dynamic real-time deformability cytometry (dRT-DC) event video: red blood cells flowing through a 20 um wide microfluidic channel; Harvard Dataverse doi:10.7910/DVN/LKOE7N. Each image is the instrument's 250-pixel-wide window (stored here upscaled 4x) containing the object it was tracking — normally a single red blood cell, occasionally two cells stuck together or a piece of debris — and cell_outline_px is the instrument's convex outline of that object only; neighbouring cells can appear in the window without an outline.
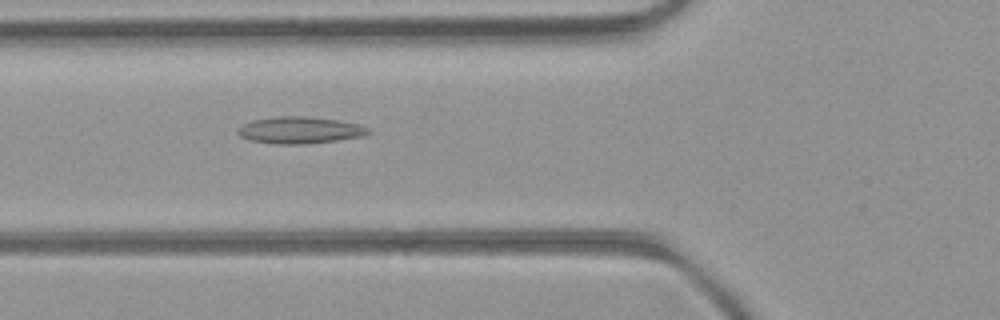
{"species": "common noctule bat (a hibernating species)", "species_latin": "Nyctalus noctula", "temperature_condition": "room temperature", "stored_images_in_passage": 32, "camera_frame_rate_fps": 3000, "um_per_image_px": 0.085, "animal": {"sex": "female", "body_mass_g": 21.9}, "frame": {"image": 1, "passage_image": 5, "time_ms": 1.333, "image_size_px": [1000, 320], "cell_outline_px": [[372, 132], [360, 136], [336, 140], [304, 144], [276, 144], [248, 140], [240, 136], [236, 132], [244, 124], [252, 120], [276, 116], [308, 116], [340, 120], [360, 124], [368, 128]], "centroid_in_image_um": [25.48, 11.05], "position_along_channel_um": 100.3, "area_um2": 20.4}}
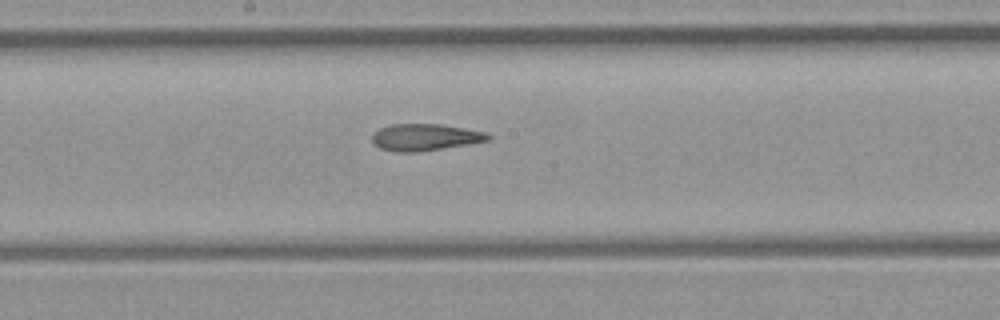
{"frame": {"image": 2, "passage_image": 13, "time_ms": 4.0, "image_size_px": [1000, 320], "cell_outline_px": [[492, 140], [416, 152], [396, 152], [380, 148], [372, 140], [372, 132], [380, 128], [392, 124], [440, 124], [488, 132], [492, 136]], "centroid_in_image_um": [36.15, 11.65], "position_along_channel_um": 212.1, "area_um2": 18.09}}
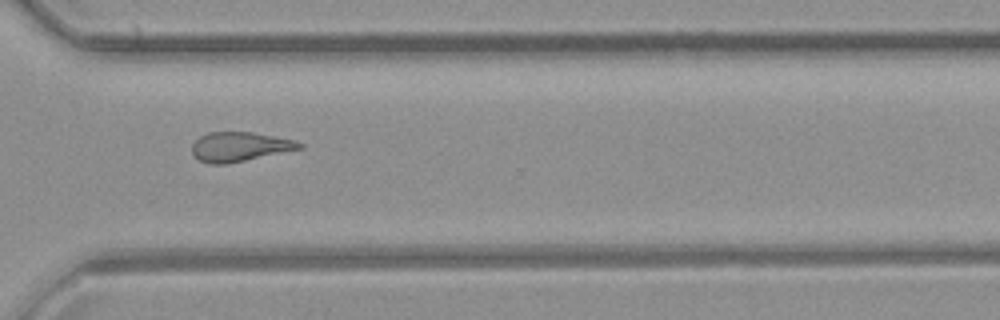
{"frame": {"image": 3, "passage_image": 23, "time_ms": 7.333, "image_size_px": [1000, 320], "cell_outline_px": [[304, 148], [224, 164], [212, 164], [200, 160], [192, 152], [192, 144], [200, 136], [208, 132], [252, 132], [292, 140], [304, 144]], "centroid_in_image_um": [20.36, 12.46], "position_along_channel_um": 350.2, "area_um2": 18.03}, "authors_computed_cell_mechanics": {"area_um2": 18.5827, "velocity_mm_per_s": 4.1553, "shape_relaxation_time_tau1_ms": null, "shape_relaxation_time_tau2_ms": 7.827, "deformation_change_tau1": null, "deformation_change_tau2": 0.209}}